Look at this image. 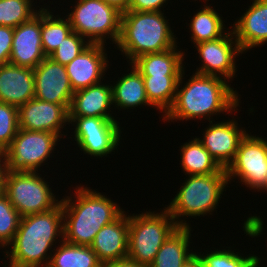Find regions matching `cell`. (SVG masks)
<instances>
[{"mask_svg":"<svg viewBox=\"0 0 267 267\" xmlns=\"http://www.w3.org/2000/svg\"><path fill=\"white\" fill-rule=\"evenodd\" d=\"M184 70L180 76L176 97L172 107L163 115V122L177 120L207 119L219 113H232L238 110L240 103L238 93L228 80L217 76H209L195 73L188 79L184 86L182 79ZM181 87V89H179Z\"/></svg>","mask_w":267,"mask_h":267,"instance_id":"1","label":"cell"},{"mask_svg":"<svg viewBox=\"0 0 267 267\" xmlns=\"http://www.w3.org/2000/svg\"><path fill=\"white\" fill-rule=\"evenodd\" d=\"M58 237L63 240V210L61 202L53 209L21 217L19 228L6 252L9 267H45ZM50 253L48 255L47 253Z\"/></svg>","mask_w":267,"mask_h":267,"instance_id":"2","label":"cell"},{"mask_svg":"<svg viewBox=\"0 0 267 267\" xmlns=\"http://www.w3.org/2000/svg\"><path fill=\"white\" fill-rule=\"evenodd\" d=\"M73 200L61 199L63 210V240L75 245L90 246L98 231L114 220L124 210L110 198L87 186H77ZM123 210V211H122Z\"/></svg>","mask_w":267,"mask_h":267,"instance_id":"3","label":"cell"},{"mask_svg":"<svg viewBox=\"0 0 267 267\" xmlns=\"http://www.w3.org/2000/svg\"><path fill=\"white\" fill-rule=\"evenodd\" d=\"M161 12L127 11L121 15L120 36L116 44L132 63L136 58L177 46L176 36Z\"/></svg>","mask_w":267,"mask_h":267,"instance_id":"4","label":"cell"},{"mask_svg":"<svg viewBox=\"0 0 267 267\" xmlns=\"http://www.w3.org/2000/svg\"><path fill=\"white\" fill-rule=\"evenodd\" d=\"M183 184L165 209L179 227H190L189 223L180 217L195 218L211 214L217 208L221 194L223 195L228 185L227 173L188 175Z\"/></svg>","mask_w":267,"mask_h":267,"instance_id":"5","label":"cell"},{"mask_svg":"<svg viewBox=\"0 0 267 267\" xmlns=\"http://www.w3.org/2000/svg\"><path fill=\"white\" fill-rule=\"evenodd\" d=\"M129 215L128 258L150 266L157 252L179 227L164 208L162 212Z\"/></svg>","mask_w":267,"mask_h":267,"instance_id":"6","label":"cell"},{"mask_svg":"<svg viewBox=\"0 0 267 267\" xmlns=\"http://www.w3.org/2000/svg\"><path fill=\"white\" fill-rule=\"evenodd\" d=\"M76 4L74 10L66 15L74 32L88 38L91 44L105 45L108 38L117 44L121 26L120 11L103 0H77Z\"/></svg>","mask_w":267,"mask_h":267,"instance_id":"7","label":"cell"},{"mask_svg":"<svg viewBox=\"0 0 267 267\" xmlns=\"http://www.w3.org/2000/svg\"><path fill=\"white\" fill-rule=\"evenodd\" d=\"M38 172L10 171L5 177L4 193L21 217L46 212L55 208L58 201L49 188V182Z\"/></svg>","mask_w":267,"mask_h":267,"instance_id":"8","label":"cell"},{"mask_svg":"<svg viewBox=\"0 0 267 267\" xmlns=\"http://www.w3.org/2000/svg\"><path fill=\"white\" fill-rule=\"evenodd\" d=\"M60 139L57 134L48 131L19 128L10 146L2 153L8 170L38 172L51 157Z\"/></svg>","mask_w":267,"mask_h":267,"instance_id":"9","label":"cell"},{"mask_svg":"<svg viewBox=\"0 0 267 267\" xmlns=\"http://www.w3.org/2000/svg\"><path fill=\"white\" fill-rule=\"evenodd\" d=\"M230 183L234 177L258 191L267 185V140L246 134L240 142L234 160L226 168Z\"/></svg>","mask_w":267,"mask_h":267,"instance_id":"10","label":"cell"},{"mask_svg":"<svg viewBox=\"0 0 267 267\" xmlns=\"http://www.w3.org/2000/svg\"><path fill=\"white\" fill-rule=\"evenodd\" d=\"M69 124L75 126L74 139L84 154L102 158L115 152L120 143L121 127L115 119L69 117Z\"/></svg>","mask_w":267,"mask_h":267,"instance_id":"11","label":"cell"},{"mask_svg":"<svg viewBox=\"0 0 267 267\" xmlns=\"http://www.w3.org/2000/svg\"><path fill=\"white\" fill-rule=\"evenodd\" d=\"M195 47L202 60V66L197 68L195 73L221 76L225 80H231L235 76L237 71L235 58L243 52L232 30L227 31L219 39L197 43Z\"/></svg>","mask_w":267,"mask_h":267,"instance_id":"12","label":"cell"},{"mask_svg":"<svg viewBox=\"0 0 267 267\" xmlns=\"http://www.w3.org/2000/svg\"><path fill=\"white\" fill-rule=\"evenodd\" d=\"M35 98L44 102L71 105L74 91L65 65L46 57L33 69Z\"/></svg>","mask_w":267,"mask_h":267,"instance_id":"13","label":"cell"},{"mask_svg":"<svg viewBox=\"0 0 267 267\" xmlns=\"http://www.w3.org/2000/svg\"><path fill=\"white\" fill-rule=\"evenodd\" d=\"M70 105L44 102L36 98L18 107L19 128L30 131H48L61 138V129L69 125Z\"/></svg>","mask_w":267,"mask_h":267,"instance_id":"14","label":"cell"},{"mask_svg":"<svg viewBox=\"0 0 267 267\" xmlns=\"http://www.w3.org/2000/svg\"><path fill=\"white\" fill-rule=\"evenodd\" d=\"M221 121L213 123L209 121V126L203 133V139L198 140L203 144L208 153L218 163V165L226 169L234 160L240 142L247 134L244 130L238 127V122L235 120Z\"/></svg>","mask_w":267,"mask_h":267,"instance_id":"15","label":"cell"},{"mask_svg":"<svg viewBox=\"0 0 267 267\" xmlns=\"http://www.w3.org/2000/svg\"><path fill=\"white\" fill-rule=\"evenodd\" d=\"M41 8L29 21L14 28L9 63L34 69L45 58L41 38Z\"/></svg>","mask_w":267,"mask_h":267,"instance_id":"16","label":"cell"},{"mask_svg":"<svg viewBox=\"0 0 267 267\" xmlns=\"http://www.w3.org/2000/svg\"><path fill=\"white\" fill-rule=\"evenodd\" d=\"M102 44H90L72 62L66 65L72 90L78 91L101 83L108 68L106 49ZM103 75V76H102Z\"/></svg>","mask_w":267,"mask_h":267,"instance_id":"17","label":"cell"},{"mask_svg":"<svg viewBox=\"0 0 267 267\" xmlns=\"http://www.w3.org/2000/svg\"><path fill=\"white\" fill-rule=\"evenodd\" d=\"M232 31L242 52L267 42V0H253Z\"/></svg>","mask_w":267,"mask_h":267,"instance_id":"18","label":"cell"},{"mask_svg":"<svg viewBox=\"0 0 267 267\" xmlns=\"http://www.w3.org/2000/svg\"><path fill=\"white\" fill-rule=\"evenodd\" d=\"M125 211L112 223L103 226L90 245L101 263L127 258L129 215Z\"/></svg>","mask_w":267,"mask_h":267,"instance_id":"19","label":"cell"},{"mask_svg":"<svg viewBox=\"0 0 267 267\" xmlns=\"http://www.w3.org/2000/svg\"><path fill=\"white\" fill-rule=\"evenodd\" d=\"M35 98L34 72L13 64L0 65V102L19 107Z\"/></svg>","mask_w":267,"mask_h":267,"instance_id":"20","label":"cell"},{"mask_svg":"<svg viewBox=\"0 0 267 267\" xmlns=\"http://www.w3.org/2000/svg\"><path fill=\"white\" fill-rule=\"evenodd\" d=\"M111 105L113 106L111 86L98 83L74 92L69 117L115 119L109 112Z\"/></svg>","mask_w":267,"mask_h":267,"instance_id":"21","label":"cell"},{"mask_svg":"<svg viewBox=\"0 0 267 267\" xmlns=\"http://www.w3.org/2000/svg\"><path fill=\"white\" fill-rule=\"evenodd\" d=\"M174 48L149 53L136 58L131 65L142 76H181L184 68V53Z\"/></svg>","mask_w":267,"mask_h":267,"instance_id":"22","label":"cell"},{"mask_svg":"<svg viewBox=\"0 0 267 267\" xmlns=\"http://www.w3.org/2000/svg\"><path fill=\"white\" fill-rule=\"evenodd\" d=\"M130 73L121 76L112 88V101L118 109H133V107L152 106L147 98L143 76L130 64Z\"/></svg>","mask_w":267,"mask_h":267,"instance_id":"23","label":"cell"},{"mask_svg":"<svg viewBox=\"0 0 267 267\" xmlns=\"http://www.w3.org/2000/svg\"><path fill=\"white\" fill-rule=\"evenodd\" d=\"M191 227H178L163 243L149 267H182L194 254L189 251Z\"/></svg>","mask_w":267,"mask_h":267,"instance_id":"24","label":"cell"},{"mask_svg":"<svg viewBox=\"0 0 267 267\" xmlns=\"http://www.w3.org/2000/svg\"><path fill=\"white\" fill-rule=\"evenodd\" d=\"M181 167L187 175H205L227 173L205 149L203 144L194 138L181 145Z\"/></svg>","mask_w":267,"mask_h":267,"instance_id":"25","label":"cell"},{"mask_svg":"<svg viewBox=\"0 0 267 267\" xmlns=\"http://www.w3.org/2000/svg\"><path fill=\"white\" fill-rule=\"evenodd\" d=\"M59 243L57 249L51 250L53 254L49 267H101L97 254L90 246L75 245L64 240Z\"/></svg>","mask_w":267,"mask_h":267,"instance_id":"26","label":"cell"},{"mask_svg":"<svg viewBox=\"0 0 267 267\" xmlns=\"http://www.w3.org/2000/svg\"><path fill=\"white\" fill-rule=\"evenodd\" d=\"M219 15L211 5L207 4L194 14L189 24L190 38L194 44L216 40L227 33V31L224 32L225 24Z\"/></svg>","mask_w":267,"mask_h":267,"instance_id":"27","label":"cell"},{"mask_svg":"<svg viewBox=\"0 0 267 267\" xmlns=\"http://www.w3.org/2000/svg\"><path fill=\"white\" fill-rule=\"evenodd\" d=\"M180 76H143L149 103L159 111L167 113L172 107Z\"/></svg>","mask_w":267,"mask_h":267,"instance_id":"28","label":"cell"},{"mask_svg":"<svg viewBox=\"0 0 267 267\" xmlns=\"http://www.w3.org/2000/svg\"><path fill=\"white\" fill-rule=\"evenodd\" d=\"M52 13L47 7H41L42 48L46 57L54 53L63 40L73 32L67 17H55Z\"/></svg>","mask_w":267,"mask_h":267,"instance_id":"29","label":"cell"},{"mask_svg":"<svg viewBox=\"0 0 267 267\" xmlns=\"http://www.w3.org/2000/svg\"><path fill=\"white\" fill-rule=\"evenodd\" d=\"M32 4L33 0H0V25L15 28L29 21L40 11Z\"/></svg>","mask_w":267,"mask_h":267,"instance_id":"30","label":"cell"},{"mask_svg":"<svg viewBox=\"0 0 267 267\" xmlns=\"http://www.w3.org/2000/svg\"><path fill=\"white\" fill-rule=\"evenodd\" d=\"M209 252V253H208ZM206 255L199 256L202 259L204 267H259L260 258L256 255L242 257L239 252L234 253V250H219L208 251Z\"/></svg>","mask_w":267,"mask_h":267,"instance_id":"31","label":"cell"},{"mask_svg":"<svg viewBox=\"0 0 267 267\" xmlns=\"http://www.w3.org/2000/svg\"><path fill=\"white\" fill-rule=\"evenodd\" d=\"M21 215L13 207L5 193L0 195V246L9 247L19 228Z\"/></svg>","mask_w":267,"mask_h":267,"instance_id":"32","label":"cell"},{"mask_svg":"<svg viewBox=\"0 0 267 267\" xmlns=\"http://www.w3.org/2000/svg\"><path fill=\"white\" fill-rule=\"evenodd\" d=\"M18 130V107L0 102V155L10 146Z\"/></svg>","mask_w":267,"mask_h":267,"instance_id":"33","label":"cell"},{"mask_svg":"<svg viewBox=\"0 0 267 267\" xmlns=\"http://www.w3.org/2000/svg\"><path fill=\"white\" fill-rule=\"evenodd\" d=\"M85 40L87 39L73 31L65 40H63L49 58L66 66L91 44L89 41Z\"/></svg>","mask_w":267,"mask_h":267,"instance_id":"34","label":"cell"},{"mask_svg":"<svg viewBox=\"0 0 267 267\" xmlns=\"http://www.w3.org/2000/svg\"><path fill=\"white\" fill-rule=\"evenodd\" d=\"M13 33L14 28L0 25V65L9 63Z\"/></svg>","mask_w":267,"mask_h":267,"instance_id":"35","label":"cell"},{"mask_svg":"<svg viewBox=\"0 0 267 267\" xmlns=\"http://www.w3.org/2000/svg\"><path fill=\"white\" fill-rule=\"evenodd\" d=\"M168 0H130L128 11L161 12Z\"/></svg>","mask_w":267,"mask_h":267,"instance_id":"36","label":"cell"},{"mask_svg":"<svg viewBox=\"0 0 267 267\" xmlns=\"http://www.w3.org/2000/svg\"><path fill=\"white\" fill-rule=\"evenodd\" d=\"M101 267H149V266L140 264L137 261H133L132 259L127 257L120 260L101 263Z\"/></svg>","mask_w":267,"mask_h":267,"instance_id":"37","label":"cell"},{"mask_svg":"<svg viewBox=\"0 0 267 267\" xmlns=\"http://www.w3.org/2000/svg\"><path fill=\"white\" fill-rule=\"evenodd\" d=\"M110 6L115 7L121 13L127 12L130 0H103Z\"/></svg>","mask_w":267,"mask_h":267,"instance_id":"38","label":"cell"},{"mask_svg":"<svg viewBox=\"0 0 267 267\" xmlns=\"http://www.w3.org/2000/svg\"><path fill=\"white\" fill-rule=\"evenodd\" d=\"M8 171L5 158L0 155V195L4 193L5 177Z\"/></svg>","mask_w":267,"mask_h":267,"instance_id":"39","label":"cell"},{"mask_svg":"<svg viewBox=\"0 0 267 267\" xmlns=\"http://www.w3.org/2000/svg\"><path fill=\"white\" fill-rule=\"evenodd\" d=\"M182 267H204V265L199 254L195 252L185 261Z\"/></svg>","mask_w":267,"mask_h":267,"instance_id":"40","label":"cell"},{"mask_svg":"<svg viewBox=\"0 0 267 267\" xmlns=\"http://www.w3.org/2000/svg\"><path fill=\"white\" fill-rule=\"evenodd\" d=\"M263 190H264L263 192L267 191V185L264 187V189H263Z\"/></svg>","mask_w":267,"mask_h":267,"instance_id":"41","label":"cell"}]
</instances>
